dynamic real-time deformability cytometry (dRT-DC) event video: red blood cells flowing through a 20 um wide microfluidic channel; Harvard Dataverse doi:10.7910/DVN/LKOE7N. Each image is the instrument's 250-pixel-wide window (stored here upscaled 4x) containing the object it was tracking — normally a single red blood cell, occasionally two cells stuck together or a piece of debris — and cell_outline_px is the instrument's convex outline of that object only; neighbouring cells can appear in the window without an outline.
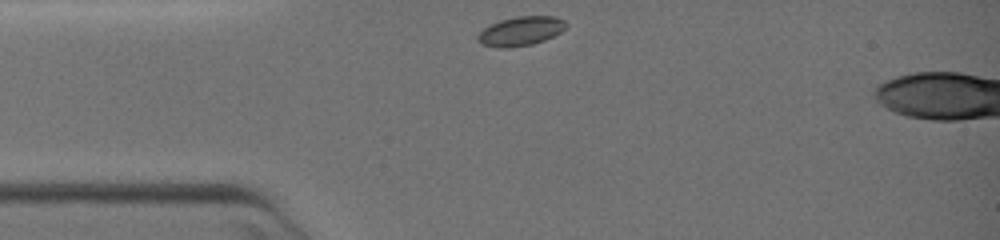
{"species": "common noctule bat (a hibernating species)", "species_latin": "Nyctalus noctula", "temperature_condition": "warm", "stored_images_in_passage": 35, "camera_frame_rate_fps": 3000, "um_per_image_px": 0.085, "animal": {"sex": "female", "body_mass_g": 19.0, "forearm_length_mm": 51.5}, "frame": {"image": 1, "passage_image": 1, "time_ms": 0.0, "image_size_px": [1000, 240], "cell_outline_px": [[564, 28], [560, 32], [544, 40], [532, 44], [504, 48], [496, 48], [484, 44], [476, 40], [476, 36], [484, 28], [500, 20], [516, 16], [556, 16], [564, 20]], "centroid_in_image_um": [44.22, 2.64], "position_along_channel_um": 40.8, "area_um2": 14.8}}
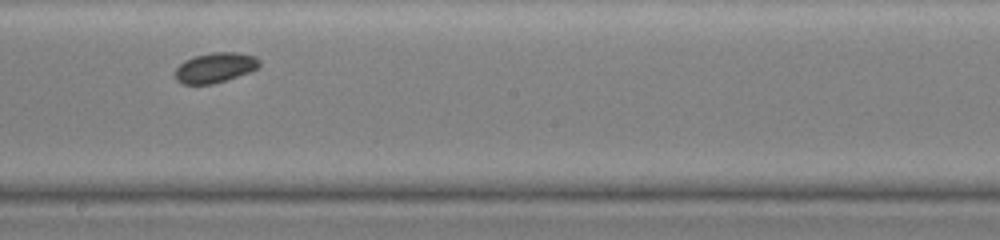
{"frame": {"image": 2, "passage_image": 19, "time_ms": 6.0, "image_size_px": [1000, 240], "cell_outline_px": [[260, 64], [256, 68], [248, 72], [212, 84], [184, 84], [176, 80], [176, 68], [184, 60], [196, 56], [212, 52], [236, 52], [256, 56], [260, 60]], "centroid_in_image_um": [18.28, 5.73], "position_along_channel_um": 229.9, "area_um2": 14.51}}
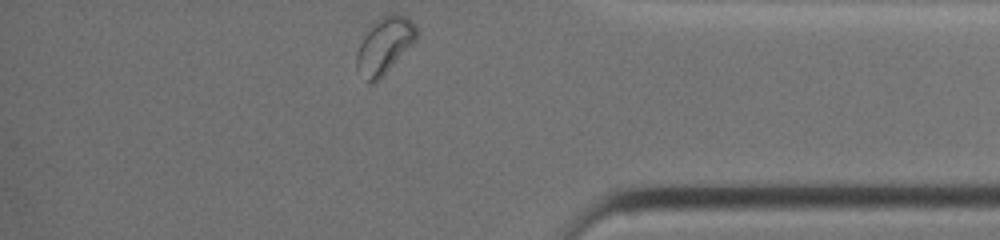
{"frame": {"image": 3, "passage_image": 35, "time_ms": 11.333, "image_size_px": [1000, 240], "cell_outline_px": [[416, 36], [388, 68], [372, 84], [368, 84], [356, 68], [356, 56], [360, 44], [364, 36], [376, 20], [388, 12], [392, 12], [404, 16], [412, 20], [416, 24]], "centroid_in_image_um": [32.63, 3.81], "position_along_channel_um": 402.6, "area_um2": 18.67}}